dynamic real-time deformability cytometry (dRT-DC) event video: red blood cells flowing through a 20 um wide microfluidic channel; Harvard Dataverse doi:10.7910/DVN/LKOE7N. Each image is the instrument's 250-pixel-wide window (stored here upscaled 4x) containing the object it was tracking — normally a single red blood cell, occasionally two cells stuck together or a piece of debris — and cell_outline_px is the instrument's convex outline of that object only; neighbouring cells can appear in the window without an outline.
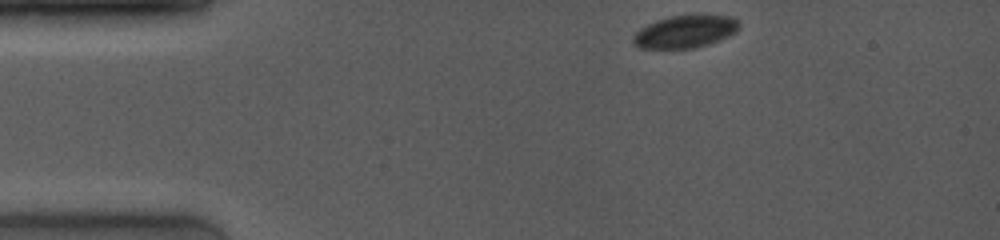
{"species": "common noctule bat (a hibernating species)", "species_latin": "Nyctalus noctula", "temperature_condition": "room temperature", "stored_images_in_passage": 55, "camera_frame_rate_fps": 4000, "um_per_image_px": 0.085, "animal": {"sex": "female", "body_mass_g": 19.0, "forearm_length_mm": 53.3}, "frame": {"image": 1, "passage_image": 1, "time_ms": 0.0, "image_size_px": [1000, 240], "cell_outline_px": [[740, 28], [736, 32], [720, 40], [708, 44], [692, 48], [640, 48], [632, 44], [632, 36], [640, 28], [656, 20], [668, 16], [700, 12], [704, 12], [728, 16], [736, 20], [740, 24]], "centroid_in_image_um": [58.25, 2.64], "position_along_channel_um": 26.7, "area_um2": 20.81}}
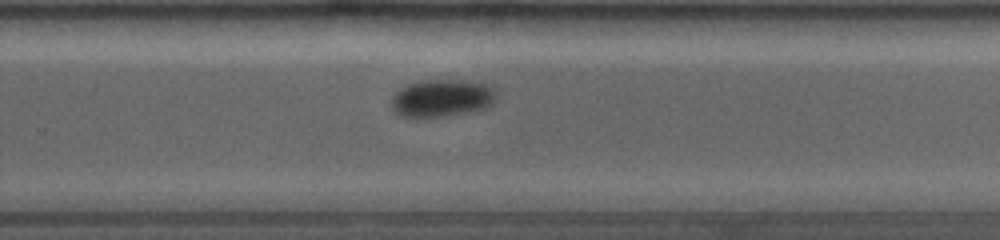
{"frame": {"image": 2, "passage_image": 35, "time_ms": 8.5, "image_size_px": [1000, 240], "cell_outline_px": [[496, 96], [492, 104], [484, 108], [444, 116], [400, 116], [392, 108], [392, 96], [400, 88], [408, 84], [420, 80], [464, 80], [488, 84], [496, 92]], "centroid_in_image_um": [37.55, 8.31], "position_along_channel_um": 292.2, "area_um2": 22.6}}
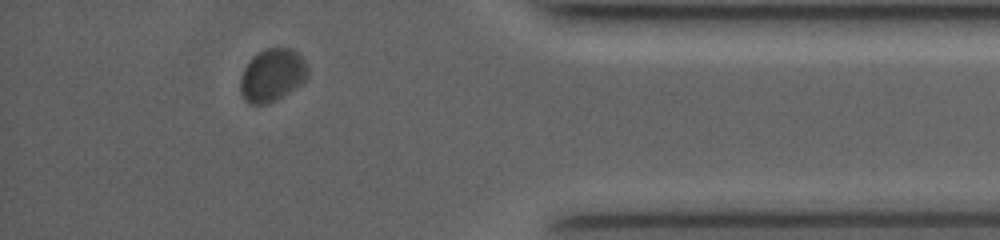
{"frame": {"image": 3, "passage_image": 49, "time_ms": 12.0, "image_size_px": [1000, 240], "cell_outline_px": [[308, 76], [300, 84], [288, 92], [268, 104], [248, 104], [244, 100], [240, 92], [240, 76], [244, 68], [252, 56], [264, 48], [292, 48], [308, 64]], "centroid_in_image_um": [23.11, 6.38], "position_along_channel_um": 412.1, "area_um2": 20.81}}